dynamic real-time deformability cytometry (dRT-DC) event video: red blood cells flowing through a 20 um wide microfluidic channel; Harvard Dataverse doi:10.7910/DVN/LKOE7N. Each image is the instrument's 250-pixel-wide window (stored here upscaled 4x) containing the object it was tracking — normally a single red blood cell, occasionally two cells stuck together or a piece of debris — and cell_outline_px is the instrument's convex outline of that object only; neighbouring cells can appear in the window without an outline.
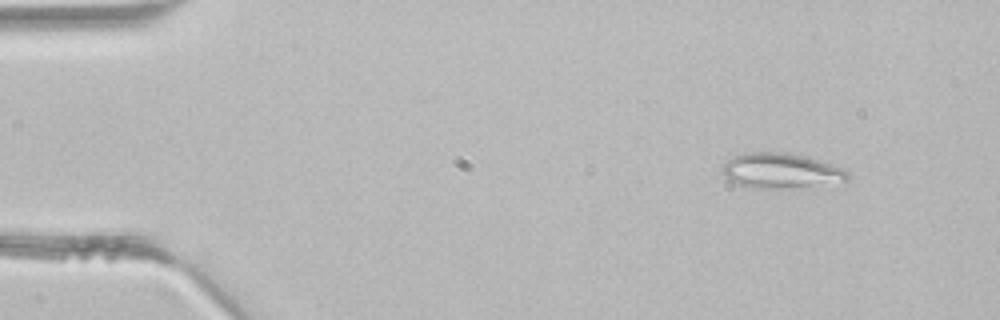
{"species": "common noctule bat (a hibernating species)", "species_latin": "Nyctalus noctula", "temperature_condition": "room temperature", "stored_images_in_passage": 3, "camera_frame_rate_fps": 3000, "um_per_image_px": 0.085, "animal": {"sex": "male", "body_mass_g": 21.5, "forearm_length_mm": 52.0}, "frame": {"image": 1, "passage_image": 1, "time_ms": 0.0, "image_size_px": [1000, 320], "cell_outline_px": [[848, 180], [784, 188], [756, 188], [740, 184], [728, 180], [724, 176], [724, 164], [732, 156], [744, 152], [788, 152], [808, 156], [840, 168], [848, 172]], "centroid_in_image_um": [66.32, 14.48], "position_along_channel_um": 18.7, "area_um2": 25.09}}